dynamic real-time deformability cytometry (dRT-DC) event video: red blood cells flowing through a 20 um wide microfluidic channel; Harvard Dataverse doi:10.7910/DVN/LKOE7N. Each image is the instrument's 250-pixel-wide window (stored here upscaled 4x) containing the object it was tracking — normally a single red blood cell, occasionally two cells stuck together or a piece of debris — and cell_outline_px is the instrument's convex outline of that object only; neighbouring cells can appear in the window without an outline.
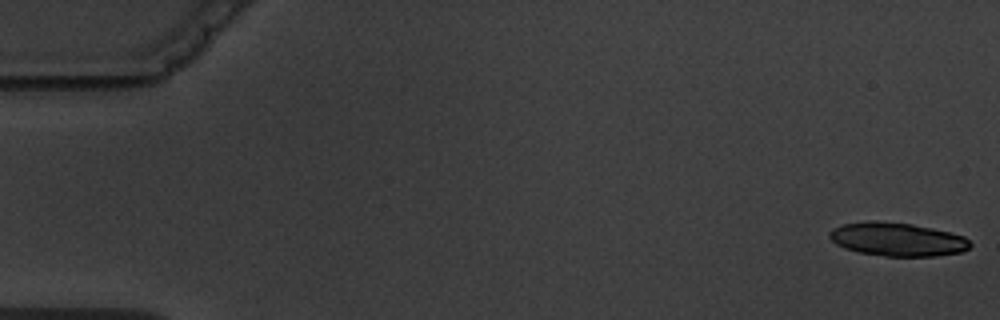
{"species": "common noctule bat (a hibernating species)", "species_latin": "Nyctalus noctula", "temperature_condition": "warm", "stored_images_in_passage": 6, "segment_of_instrument_passage": [2, 2], "camera_frame_rate_fps": 3000, "um_per_image_px": 0.085, "animal": {"sex": "male", "body_mass_g": 19.5, "forearm_length_mm": 54.6}, "frame": {"image": 1, "passage_image": 6, "time_ms": 7.0, "image_size_px": [1000, 320], "cell_outline_px": [[972, 244], [968, 248], [960, 252], [936, 256], [884, 256], [860, 252], [844, 248], [836, 244], [828, 236], [828, 232], [832, 228], [844, 224], [868, 220], [876, 220], [912, 224], [932, 228], [964, 236]], "centroid_in_image_um": [76.24, 20.33], "position_along_channel_um": 8.8, "area_um2": 27.46}}